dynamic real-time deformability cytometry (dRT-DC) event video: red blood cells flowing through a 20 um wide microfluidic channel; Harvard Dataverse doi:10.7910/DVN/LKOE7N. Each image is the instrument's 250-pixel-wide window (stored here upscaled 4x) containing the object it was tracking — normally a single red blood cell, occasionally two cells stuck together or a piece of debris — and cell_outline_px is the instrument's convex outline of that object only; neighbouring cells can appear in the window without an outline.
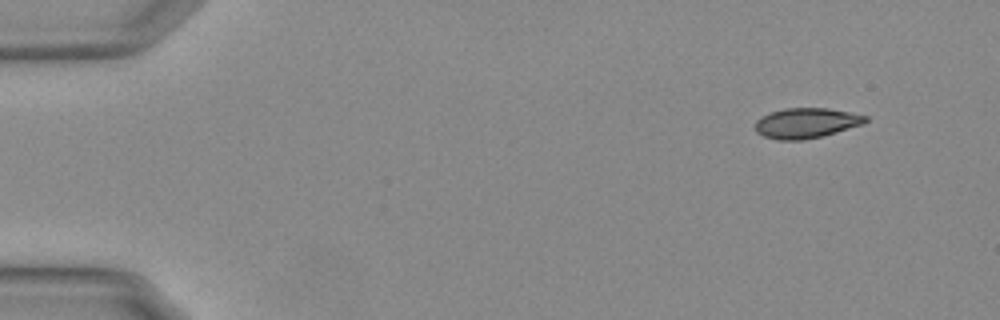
{"species": "Egyptian fruit bat (a non-hibernating species)", "species_latin": "Rousettus aegyptiacus", "temperature_condition": "warm", "stored_images_in_passage": 51, "camera_frame_rate_fps": 3000, "um_per_image_px": 0.085, "animal": {"sex": "female"}, "frame": {"image": 1, "passage_image": 1, "time_ms": 0.0, "image_size_px": [1000, 320], "cell_outline_px": [[868, 120], [864, 124], [824, 136], [804, 140], [776, 140], [764, 136], [756, 132], [756, 120], [772, 112], [784, 108], [828, 108], [868, 116]], "centroid_in_image_um": [68.56, 10.47], "position_along_channel_um": 16.4, "area_um2": 19.42}}
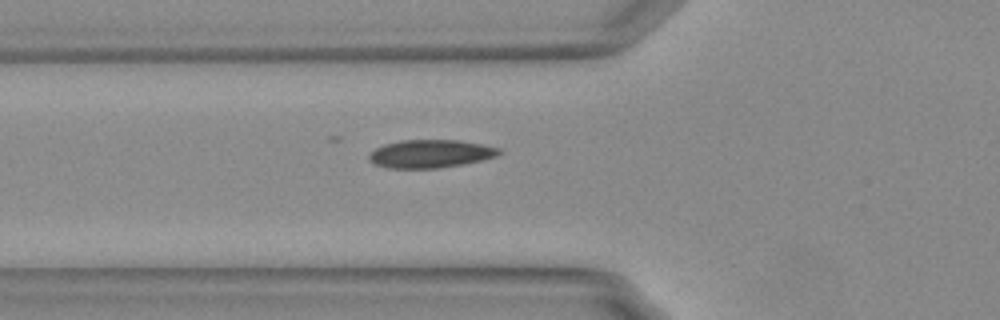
{"frame": {"image": 2, "passage_image": 16, "time_ms": 5.0, "image_size_px": [1000, 320], "cell_outline_px": [[504, 152], [496, 156], [464, 164], [440, 168], [388, 168], [376, 164], [368, 160], [368, 156], [376, 148], [384, 144], [400, 140], [460, 140], [500, 148]], "centroid_in_image_um": [36.6, 13.07], "position_along_channel_um": 89.2, "area_um2": 21.27}}
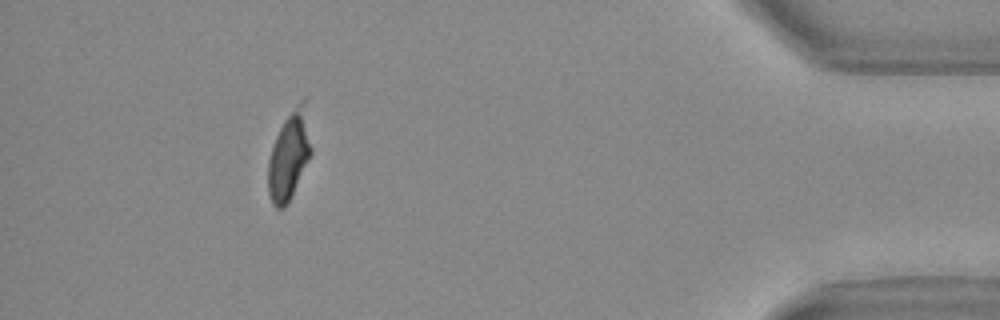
{"frame": {"image": 3, "passage_image": 46, "time_ms": 15.0, "image_size_px": [1000, 320], "cell_outline_px": [[312, 152], [292, 196], [284, 208], [276, 208], [272, 204], [268, 192], [268, 160], [276, 136], [284, 120], [300, 100], [304, 96], [308, 96], [312, 148]], "centroid_in_image_um": [24.63, 13.13], "position_along_channel_um": 410.6, "area_um2": 22.72}, "authors_computed_cell_mechanics": {"area_um2": 21.097, "velocity_mm_per_s": 3.7709, "shape_relaxation_time_tau1_ms": 4.8132, "shape_relaxation_time_tau2_ms": null, "deformation_change_tau1": 0.1334, "deformation_change_tau2": null}}